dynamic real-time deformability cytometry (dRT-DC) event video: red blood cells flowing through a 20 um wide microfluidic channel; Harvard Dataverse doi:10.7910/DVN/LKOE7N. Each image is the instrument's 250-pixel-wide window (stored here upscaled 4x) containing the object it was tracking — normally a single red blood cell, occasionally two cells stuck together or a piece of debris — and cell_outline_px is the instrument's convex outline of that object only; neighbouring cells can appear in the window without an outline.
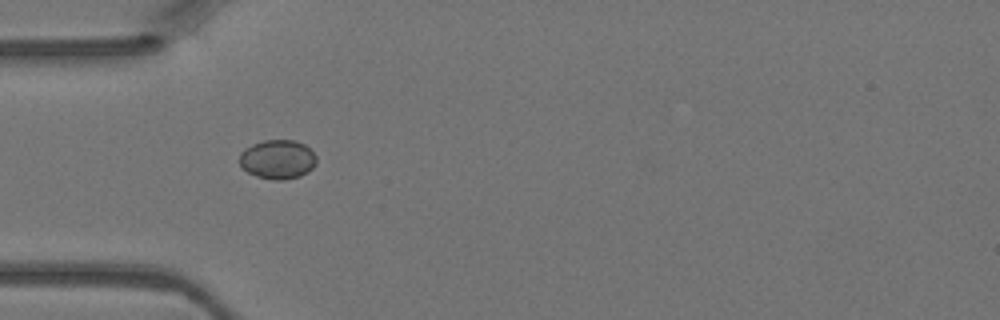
{"species": "Egyptian fruit bat (a non-hibernating species)", "species_latin": "Rousettus aegyptiacus", "temperature_condition": "warm", "stored_images_in_passage": 1, "camera_frame_rate_fps": 3000, "um_per_image_px": 0.085, "animal": {"sex": "female"}, "frame": {"image": 1, "passage_image": 1, "time_ms": 0.0, "image_size_px": [1000, 320], "cell_outline_px": [[316, 164], [308, 172], [300, 176], [284, 180], [276, 180], [256, 176], [248, 172], [240, 164], [240, 152], [244, 148], [252, 144], [264, 140], [292, 140], [304, 144], [316, 156]], "centroid_in_image_um": [23.6, 13.54], "position_along_channel_um": 61.4, "area_um2": 17.51}}